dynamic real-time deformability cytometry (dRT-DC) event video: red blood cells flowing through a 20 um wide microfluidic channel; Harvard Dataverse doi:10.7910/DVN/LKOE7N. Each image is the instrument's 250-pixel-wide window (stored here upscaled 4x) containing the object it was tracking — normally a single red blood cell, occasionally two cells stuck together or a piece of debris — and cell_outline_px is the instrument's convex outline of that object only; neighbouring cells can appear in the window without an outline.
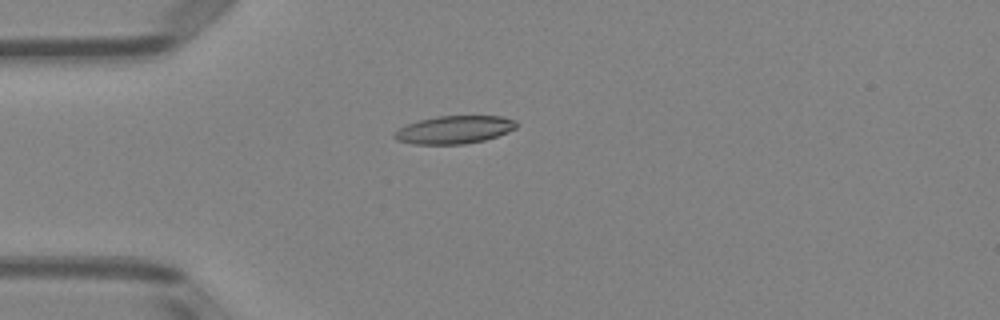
{"species": "Egyptian fruit bat (a non-hibernating species)", "species_latin": "Rousettus aegyptiacus", "temperature_condition": "room temperature", "stored_images_in_passage": 38, "camera_frame_rate_fps": 3000, "um_per_image_px": 0.085, "animal": {"sex": "female"}, "frame": {"image": 1, "passage_image": 1, "time_ms": 0.0, "image_size_px": [1000, 320], "cell_outline_px": [[516, 128], [508, 132], [484, 140], [464, 144], [412, 144], [396, 140], [392, 136], [392, 132], [396, 128], [420, 120], [436, 116], [504, 116], [516, 120]], "centroid_in_image_um": [38.57, 11.02], "position_along_channel_um": 46.4, "area_um2": 20.0}}
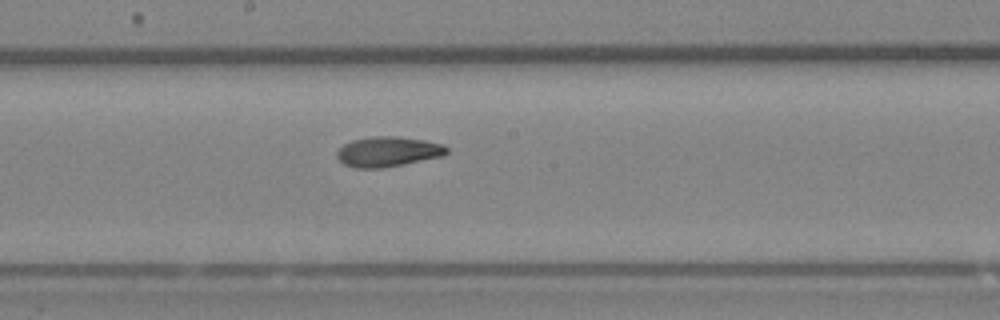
{"frame": {"image": 2, "passage_image": 15, "time_ms": 4.667, "image_size_px": [1000, 320], "cell_outline_px": [[448, 152], [444, 156], [404, 164], [380, 168], [352, 168], [344, 164], [336, 156], [336, 152], [344, 144], [352, 140], [372, 136], [396, 136], [424, 140], [444, 144], [448, 148]], "centroid_in_image_um": [32.99, 12.89], "position_along_channel_um": 215.2, "area_um2": 19.36}}
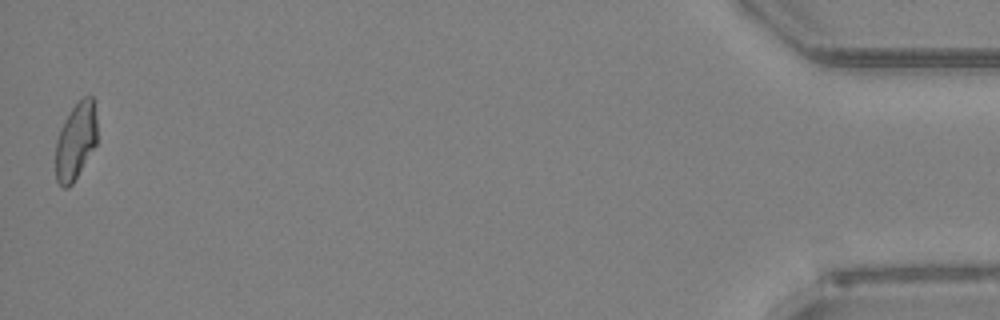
{"frame": {"image": 3, "passage_image": 38, "time_ms": 12.333, "image_size_px": [1000, 320], "cell_outline_px": [[96, 144], [72, 184], [68, 188], [64, 188], [56, 180], [56, 140], [60, 128], [64, 120], [72, 108], [84, 96], [92, 96], [96, 116]], "centroid_in_image_um": [6.42, 12.0], "position_along_channel_um": 428.8, "area_um2": 18.38}, "authors_computed_cell_mechanics": {"area_um2": 19.1029, "velocity_mm_per_s": 3.9929, "shape_relaxation_time_tau1_ms": 5.9221, "shape_relaxation_time_tau2_ms": 2.1342, "deformation_change_tau1": 0.1823, "deformation_change_tau2": 0.0862}}